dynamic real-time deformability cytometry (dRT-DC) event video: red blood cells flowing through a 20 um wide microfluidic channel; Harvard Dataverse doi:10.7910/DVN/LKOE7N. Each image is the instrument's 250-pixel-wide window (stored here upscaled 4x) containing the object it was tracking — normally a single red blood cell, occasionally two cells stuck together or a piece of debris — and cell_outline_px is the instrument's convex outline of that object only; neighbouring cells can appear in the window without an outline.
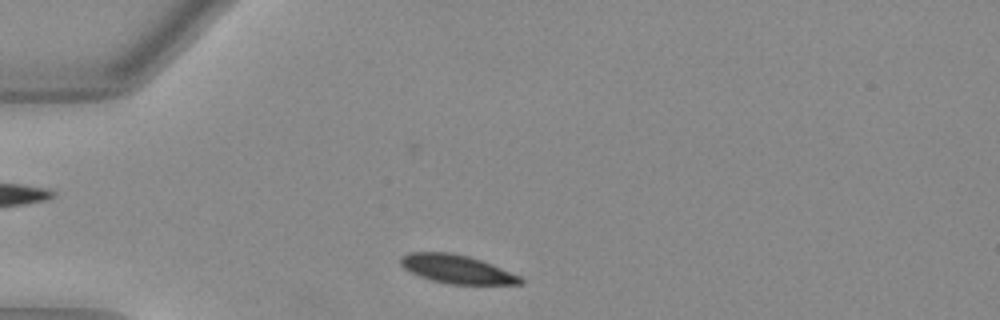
{"species": "Egyptian fruit bat (a non-hibernating species)", "species_latin": "Rousettus aegyptiacus", "temperature_condition": "warm", "stored_images_in_passage": 35, "camera_frame_rate_fps": 3000, "um_per_image_px": 0.085, "animal": {"sex": "female"}, "frame": {"image": 1, "passage_image": 2, "time_ms": 0.333, "image_size_px": [1000, 320], "cell_outline_px": [[524, 284], [448, 284], [432, 280], [420, 276], [404, 268], [400, 264], [400, 256], [408, 252], [448, 252], [468, 256], [492, 264], [520, 276], [524, 280]], "centroid_in_image_um": [38.82, 22.87], "position_along_channel_um": 46.2, "area_um2": 19.83}}
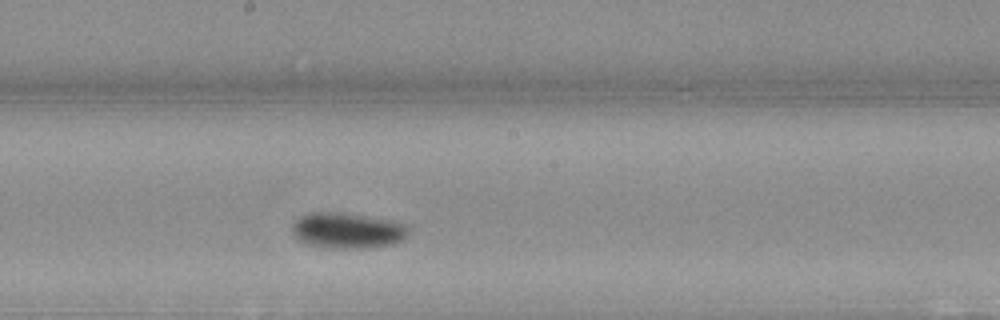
{"frame": {"image": 2, "passage_image": 17, "time_ms": 5.333, "image_size_px": [1000, 320], "cell_outline_px": [[408, 236], [404, 240], [392, 244], [364, 248], [328, 248], [308, 244], [300, 240], [292, 232], [292, 224], [300, 216], [312, 212], [340, 212], [392, 220], [408, 224]], "centroid_in_image_um": [29.57, 19.59], "position_along_channel_um": 218.6, "area_um2": 24.33}}
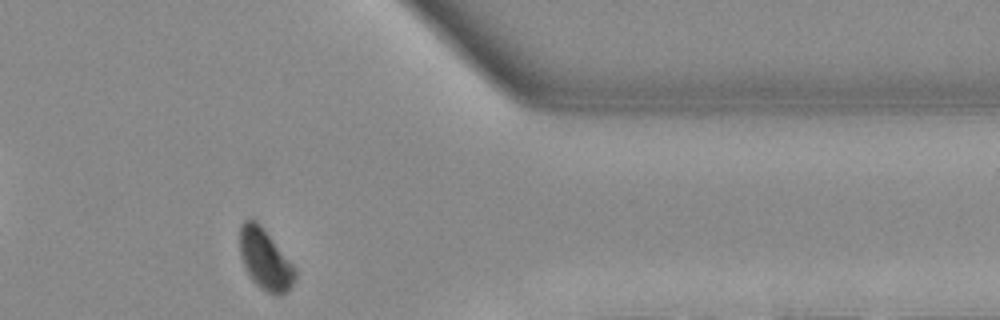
{"frame": {"image": 3, "passage_image": 31, "time_ms": 10.0, "image_size_px": [1000, 320], "cell_outline_px": [[296, 280], [288, 292], [280, 296], [272, 296], [260, 288], [252, 280], [240, 256], [240, 228], [244, 220], [256, 220], [260, 224], [296, 268]], "centroid_in_image_um": [22.57, 22.11], "position_along_channel_um": 388.8, "area_um2": 19.65}, "authors_computed_cell_mechanics": {"area_um2": 21.7906, "velocity_mm_per_s": 3.9556, "shape_relaxation_time_tau1_ms": 2.304, "shape_relaxation_time_tau2_ms": null, "deformation_change_tau1": 0.1002, "deformation_change_tau2": null}}